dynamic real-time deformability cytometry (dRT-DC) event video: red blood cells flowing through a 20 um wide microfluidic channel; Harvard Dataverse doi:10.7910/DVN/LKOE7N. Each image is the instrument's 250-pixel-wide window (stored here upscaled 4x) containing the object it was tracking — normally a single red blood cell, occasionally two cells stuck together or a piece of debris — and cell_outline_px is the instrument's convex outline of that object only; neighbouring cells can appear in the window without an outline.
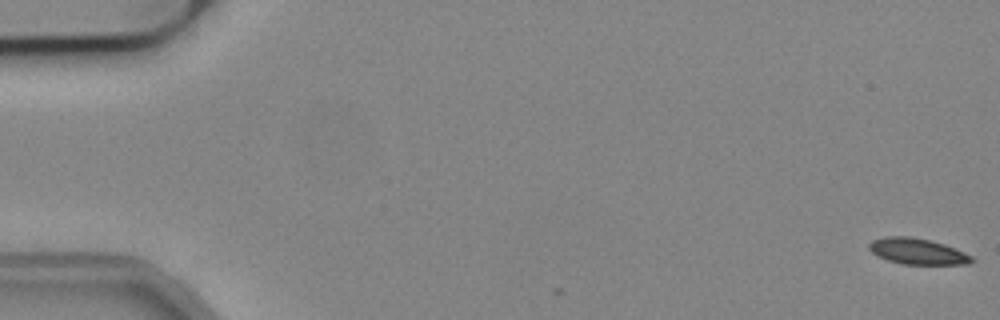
{"species": "common noctule bat (a hibernating species)", "species_latin": "Nyctalus noctula", "temperature_condition": "cold", "stored_images_in_passage": 6, "camera_frame_rate_fps": 3000, "um_per_image_px": 0.085, "animal": {"sex": "male", "body_mass_g": 19.2, "forearm_length_mm": 51.8}, "frame": {"image": 1, "passage_image": 1, "time_ms": 0.0, "image_size_px": [1000, 320], "cell_outline_px": [[976, 260], [968, 264], [904, 264], [888, 260], [876, 256], [868, 248], [868, 244], [872, 240], [884, 236], [908, 236], [928, 240], [944, 244], [972, 256]], "centroid_in_image_um": [77.95, 21.36], "position_along_channel_um": 7.1, "area_um2": 15.49}}